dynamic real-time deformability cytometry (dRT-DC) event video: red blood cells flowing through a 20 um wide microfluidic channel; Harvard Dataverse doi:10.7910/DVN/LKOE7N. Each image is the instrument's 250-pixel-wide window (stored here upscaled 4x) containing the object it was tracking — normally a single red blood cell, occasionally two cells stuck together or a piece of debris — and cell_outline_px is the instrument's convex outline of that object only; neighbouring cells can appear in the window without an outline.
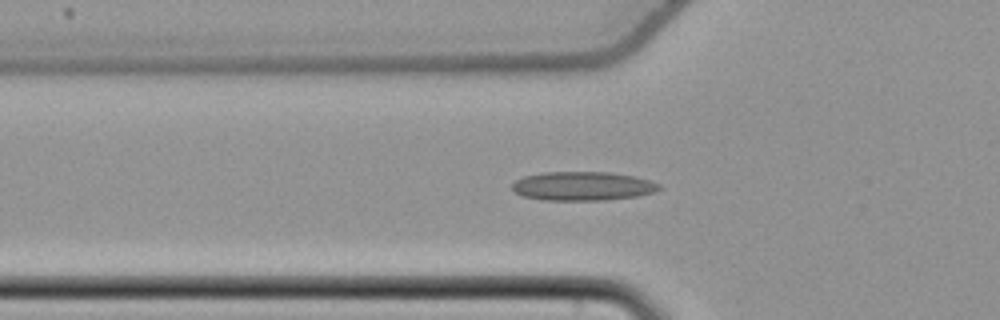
{"species": "common noctule bat (a hibernating species)", "species_latin": "Nyctalus noctula", "temperature_condition": "cold", "stored_images_in_passage": 40, "segment_of_instrument_passage": [1, 2], "camera_frame_rate_fps": 3000, "um_per_image_px": 0.085, "animal": {"sex": "female", "body_mass_g": 22.7, "forearm_length_mm": 54.2}, "frame": {"image": 1, "passage_image": 3, "time_ms": 0.667, "image_size_px": [1000, 320], "cell_outline_px": [[660, 188], [652, 192], [636, 196], [604, 200], [544, 200], [524, 196], [516, 192], [512, 188], [512, 184], [516, 180], [524, 176], [544, 172], [608, 172], [632, 176], [648, 180], [660, 184]], "centroid_in_image_um": [49.5, 15.81], "position_along_channel_um": 76.3, "area_um2": 24.45}}
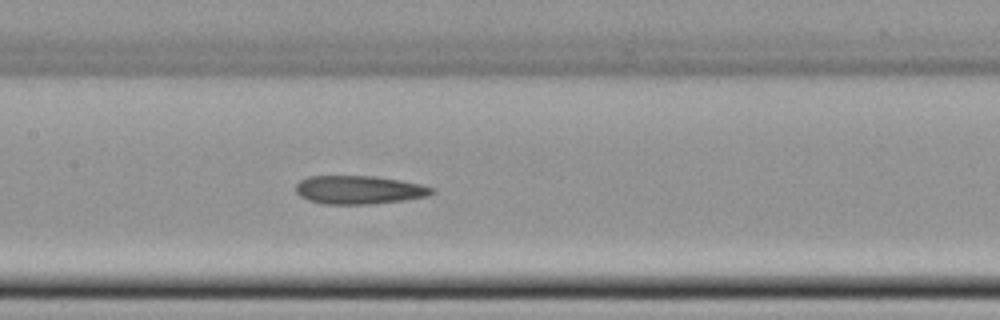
{"frame": {"image": 2, "passage_image": 11, "time_ms": 3.333, "image_size_px": [1000, 320], "cell_outline_px": [[436, 192], [428, 196], [404, 200], [368, 204], [324, 204], [308, 200], [300, 196], [296, 192], [296, 184], [300, 180], [308, 176], [372, 176], [400, 180], [420, 184], [436, 188]], "centroid_in_image_um": [30.53, 16.13], "position_along_channel_um": 176.9, "area_um2": 22.6}}
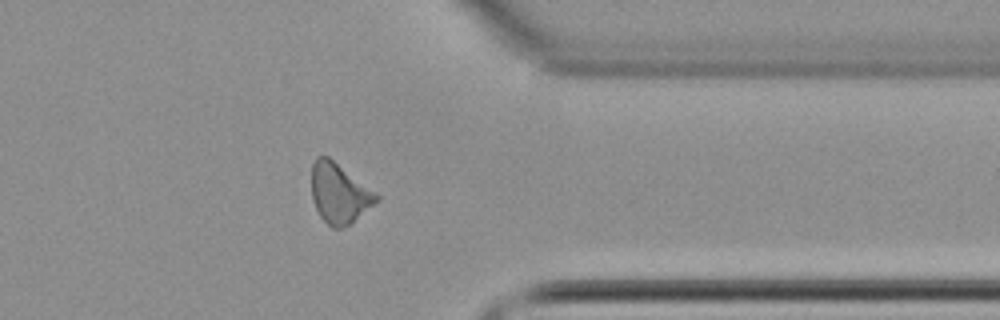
{"frame": {"image": 3, "passage_image": 28, "time_ms": 9.0, "image_size_px": [1000, 320], "cell_outline_px": [[380, 200], [348, 224], [340, 228], [332, 228], [320, 216], [312, 200], [312, 164], [316, 156], [328, 156], [380, 196]], "centroid_in_image_um": [28.81, 16.42], "position_along_channel_um": 382.6, "area_um2": 22.25}}